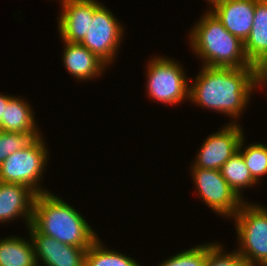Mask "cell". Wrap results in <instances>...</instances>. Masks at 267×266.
Masks as SVG:
<instances>
[{
    "label": "cell",
    "instance_id": "obj_15",
    "mask_svg": "<svg viewBox=\"0 0 267 266\" xmlns=\"http://www.w3.org/2000/svg\"><path fill=\"white\" fill-rule=\"evenodd\" d=\"M31 104L21 96H13L5 107L0 130L29 134H42L35 121Z\"/></svg>",
    "mask_w": 267,
    "mask_h": 266
},
{
    "label": "cell",
    "instance_id": "obj_25",
    "mask_svg": "<svg viewBox=\"0 0 267 266\" xmlns=\"http://www.w3.org/2000/svg\"><path fill=\"white\" fill-rule=\"evenodd\" d=\"M14 95H3V93L1 94L0 92V126H1V122L2 119H4V112H5V107L7 105V103L9 102V100L13 97Z\"/></svg>",
    "mask_w": 267,
    "mask_h": 266
},
{
    "label": "cell",
    "instance_id": "obj_12",
    "mask_svg": "<svg viewBox=\"0 0 267 266\" xmlns=\"http://www.w3.org/2000/svg\"><path fill=\"white\" fill-rule=\"evenodd\" d=\"M36 193L27 186L0 182V223L23 219L28 227L32 222Z\"/></svg>",
    "mask_w": 267,
    "mask_h": 266
},
{
    "label": "cell",
    "instance_id": "obj_18",
    "mask_svg": "<svg viewBox=\"0 0 267 266\" xmlns=\"http://www.w3.org/2000/svg\"><path fill=\"white\" fill-rule=\"evenodd\" d=\"M222 177L227 181L231 189L236 195L243 201H246V197L243 198L242 192L245 188L248 189L256 184H259L251 175V172L247 168L242 154L237 151L220 169Z\"/></svg>",
    "mask_w": 267,
    "mask_h": 266
},
{
    "label": "cell",
    "instance_id": "obj_11",
    "mask_svg": "<svg viewBox=\"0 0 267 266\" xmlns=\"http://www.w3.org/2000/svg\"><path fill=\"white\" fill-rule=\"evenodd\" d=\"M61 8L57 27L61 41L80 43L88 32L94 11L102 4L97 0H58Z\"/></svg>",
    "mask_w": 267,
    "mask_h": 266
},
{
    "label": "cell",
    "instance_id": "obj_21",
    "mask_svg": "<svg viewBox=\"0 0 267 266\" xmlns=\"http://www.w3.org/2000/svg\"><path fill=\"white\" fill-rule=\"evenodd\" d=\"M207 262V243L191 246L189 249L175 253L156 266H205Z\"/></svg>",
    "mask_w": 267,
    "mask_h": 266
},
{
    "label": "cell",
    "instance_id": "obj_5",
    "mask_svg": "<svg viewBox=\"0 0 267 266\" xmlns=\"http://www.w3.org/2000/svg\"><path fill=\"white\" fill-rule=\"evenodd\" d=\"M235 221L236 251L249 266H267V208L244 201L231 218Z\"/></svg>",
    "mask_w": 267,
    "mask_h": 266
},
{
    "label": "cell",
    "instance_id": "obj_16",
    "mask_svg": "<svg viewBox=\"0 0 267 266\" xmlns=\"http://www.w3.org/2000/svg\"><path fill=\"white\" fill-rule=\"evenodd\" d=\"M0 266H38L32 239L20 236L0 238Z\"/></svg>",
    "mask_w": 267,
    "mask_h": 266
},
{
    "label": "cell",
    "instance_id": "obj_14",
    "mask_svg": "<svg viewBox=\"0 0 267 266\" xmlns=\"http://www.w3.org/2000/svg\"><path fill=\"white\" fill-rule=\"evenodd\" d=\"M64 43L62 54L63 65L77 82L95 80L105 73L109 67L80 43ZM80 80V81H79Z\"/></svg>",
    "mask_w": 267,
    "mask_h": 266
},
{
    "label": "cell",
    "instance_id": "obj_10",
    "mask_svg": "<svg viewBox=\"0 0 267 266\" xmlns=\"http://www.w3.org/2000/svg\"><path fill=\"white\" fill-rule=\"evenodd\" d=\"M38 266H84L88 247H76L41 234L32 224L28 227ZM40 262V263H39Z\"/></svg>",
    "mask_w": 267,
    "mask_h": 266
},
{
    "label": "cell",
    "instance_id": "obj_2",
    "mask_svg": "<svg viewBox=\"0 0 267 266\" xmlns=\"http://www.w3.org/2000/svg\"><path fill=\"white\" fill-rule=\"evenodd\" d=\"M31 224L41 234L76 247H90L99 238L82 213L52 191L36 195Z\"/></svg>",
    "mask_w": 267,
    "mask_h": 266
},
{
    "label": "cell",
    "instance_id": "obj_13",
    "mask_svg": "<svg viewBox=\"0 0 267 266\" xmlns=\"http://www.w3.org/2000/svg\"><path fill=\"white\" fill-rule=\"evenodd\" d=\"M211 11L224 28L243 43L249 37L255 11V0H224Z\"/></svg>",
    "mask_w": 267,
    "mask_h": 266
},
{
    "label": "cell",
    "instance_id": "obj_7",
    "mask_svg": "<svg viewBox=\"0 0 267 266\" xmlns=\"http://www.w3.org/2000/svg\"><path fill=\"white\" fill-rule=\"evenodd\" d=\"M124 25L104 4H101L93 15L88 32L80 42L90 52L101 59L108 67L114 65L117 54L124 40Z\"/></svg>",
    "mask_w": 267,
    "mask_h": 266
},
{
    "label": "cell",
    "instance_id": "obj_22",
    "mask_svg": "<svg viewBox=\"0 0 267 266\" xmlns=\"http://www.w3.org/2000/svg\"><path fill=\"white\" fill-rule=\"evenodd\" d=\"M41 134H29L21 132L0 130V165L14 152L25 149Z\"/></svg>",
    "mask_w": 267,
    "mask_h": 266
},
{
    "label": "cell",
    "instance_id": "obj_3",
    "mask_svg": "<svg viewBox=\"0 0 267 266\" xmlns=\"http://www.w3.org/2000/svg\"><path fill=\"white\" fill-rule=\"evenodd\" d=\"M198 20L188 31V44L202 66L252 67L245 55L244 43L228 32L211 10H205Z\"/></svg>",
    "mask_w": 267,
    "mask_h": 266
},
{
    "label": "cell",
    "instance_id": "obj_4",
    "mask_svg": "<svg viewBox=\"0 0 267 266\" xmlns=\"http://www.w3.org/2000/svg\"><path fill=\"white\" fill-rule=\"evenodd\" d=\"M146 68V95L149 99L170 106L189 101L190 79L177 60L154 56ZM189 80V81H188Z\"/></svg>",
    "mask_w": 267,
    "mask_h": 266
},
{
    "label": "cell",
    "instance_id": "obj_20",
    "mask_svg": "<svg viewBox=\"0 0 267 266\" xmlns=\"http://www.w3.org/2000/svg\"><path fill=\"white\" fill-rule=\"evenodd\" d=\"M245 136L240 140L238 151L242 154L252 177L260 183L262 177L267 174V144L259 142L245 146Z\"/></svg>",
    "mask_w": 267,
    "mask_h": 266
},
{
    "label": "cell",
    "instance_id": "obj_1",
    "mask_svg": "<svg viewBox=\"0 0 267 266\" xmlns=\"http://www.w3.org/2000/svg\"><path fill=\"white\" fill-rule=\"evenodd\" d=\"M201 67L195 81L190 78L189 101L226 115L231 124L239 123L254 94L253 68Z\"/></svg>",
    "mask_w": 267,
    "mask_h": 266
},
{
    "label": "cell",
    "instance_id": "obj_23",
    "mask_svg": "<svg viewBox=\"0 0 267 266\" xmlns=\"http://www.w3.org/2000/svg\"><path fill=\"white\" fill-rule=\"evenodd\" d=\"M218 242L207 243V262L205 266H249L245 259L235 250L224 251Z\"/></svg>",
    "mask_w": 267,
    "mask_h": 266
},
{
    "label": "cell",
    "instance_id": "obj_9",
    "mask_svg": "<svg viewBox=\"0 0 267 266\" xmlns=\"http://www.w3.org/2000/svg\"><path fill=\"white\" fill-rule=\"evenodd\" d=\"M240 125L227 123L217 132L208 135L197 151L190 168L220 170L238 151L240 140L245 133Z\"/></svg>",
    "mask_w": 267,
    "mask_h": 266
},
{
    "label": "cell",
    "instance_id": "obj_8",
    "mask_svg": "<svg viewBox=\"0 0 267 266\" xmlns=\"http://www.w3.org/2000/svg\"><path fill=\"white\" fill-rule=\"evenodd\" d=\"M189 172L196 188L198 197L216 215L231 219L243 204L227 181L222 177L220 170L189 168Z\"/></svg>",
    "mask_w": 267,
    "mask_h": 266
},
{
    "label": "cell",
    "instance_id": "obj_26",
    "mask_svg": "<svg viewBox=\"0 0 267 266\" xmlns=\"http://www.w3.org/2000/svg\"><path fill=\"white\" fill-rule=\"evenodd\" d=\"M204 1H207L209 3L208 5L210 7L208 8V10H211L215 5L223 2L224 0H204Z\"/></svg>",
    "mask_w": 267,
    "mask_h": 266
},
{
    "label": "cell",
    "instance_id": "obj_17",
    "mask_svg": "<svg viewBox=\"0 0 267 266\" xmlns=\"http://www.w3.org/2000/svg\"><path fill=\"white\" fill-rule=\"evenodd\" d=\"M244 52L251 64L267 52V0H255L253 26L244 42Z\"/></svg>",
    "mask_w": 267,
    "mask_h": 266
},
{
    "label": "cell",
    "instance_id": "obj_19",
    "mask_svg": "<svg viewBox=\"0 0 267 266\" xmlns=\"http://www.w3.org/2000/svg\"><path fill=\"white\" fill-rule=\"evenodd\" d=\"M102 239H97L85 252L84 266H142L129 255L110 250Z\"/></svg>",
    "mask_w": 267,
    "mask_h": 266
},
{
    "label": "cell",
    "instance_id": "obj_24",
    "mask_svg": "<svg viewBox=\"0 0 267 266\" xmlns=\"http://www.w3.org/2000/svg\"><path fill=\"white\" fill-rule=\"evenodd\" d=\"M253 68V90L263 88L267 89V52L262 54L252 63ZM263 86V87H262Z\"/></svg>",
    "mask_w": 267,
    "mask_h": 266
},
{
    "label": "cell",
    "instance_id": "obj_6",
    "mask_svg": "<svg viewBox=\"0 0 267 266\" xmlns=\"http://www.w3.org/2000/svg\"><path fill=\"white\" fill-rule=\"evenodd\" d=\"M43 135L37 137L25 149L9 155L0 165V182L21 184L36 194L49 192L41 186L43 173H46L49 151ZM46 166V167H45Z\"/></svg>",
    "mask_w": 267,
    "mask_h": 266
}]
</instances>
